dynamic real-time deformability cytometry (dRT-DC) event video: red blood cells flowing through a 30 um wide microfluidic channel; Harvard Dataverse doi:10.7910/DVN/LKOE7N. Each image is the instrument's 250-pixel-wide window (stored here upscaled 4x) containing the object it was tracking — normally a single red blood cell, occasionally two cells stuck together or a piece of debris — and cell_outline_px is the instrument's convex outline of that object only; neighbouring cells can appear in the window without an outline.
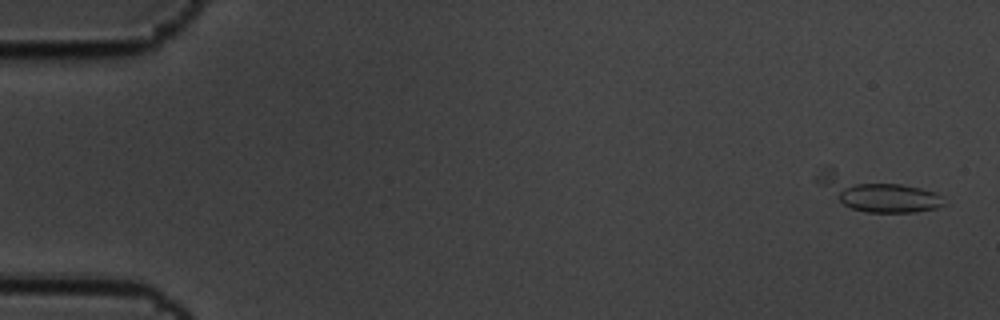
{"species": "common noctule bat (a hibernating species)", "species_latin": "Nyctalus noctula", "temperature_condition": "cold", "stored_images_in_passage": 4, "camera_frame_rate_fps": 3000, "um_per_image_px": 0.085, "animal": {"sex": "male", "body_mass_g": 19.5, "forearm_length_mm": 54.6}, "frame": {"image": 1, "passage_image": 1, "time_ms": 0.0, "image_size_px": [1000, 320], "cell_outline_px": [[948, 204], [936, 208], [916, 212], [864, 212], [852, 208], [844, 204], [816, 184], [812, 180], [820, 172], [828, 168], [832, 168], [920, 188], [936, 192]], "centroid_in_image_um": [74.47, 16.41], "position_along_channel_um": 10.5, "area_um2": 25.32}}